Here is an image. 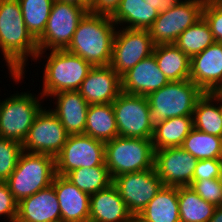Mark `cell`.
Segmentation results:
<instances>
[{
    "instance_id": "cell-1",
    "label": "cell",
    "mask_w": 222,
    "mask_h": 222,
    "mask_svg": "<svg viewBox=\"0 0 222 222\" xmlns=\"http://www.w3.org/2000/svg\"><path fill=\"white\" fill-rule=\"evenodd\" d=\"M0 49L9 78L21 83L26 78L28 58L34 62L39 50L24 23L18 0H0Z\"/></svg>"
},
{
    "instance_id": "cell-2",
    "label": "cell",
    "mask_w": 222,
    "mask_h": 222,
    "mask_svg": "<svg viewBox=\"0 0 222 222\" xmlns=\"http://www.w3.org/2000/svg\"><path fill=\"white\" fill-rule=\"evenodd\" d=\"M117 28L111 16L88 12L77 25L66 50L92 66L110 65Z\"/></svg>"
},
{
    "instance_id": "cell-3",
    "label": "cell",
    "mask_w": 222,
    "mask_h": 222,
    "mask_svg": "<svg viewBox=\"0 0 222 222\" xmlns=\"http://www.w3.org/2000/svg\"><path fill=\"white\" fill-rule=\"evenodd\" d=\"M38 52L34 62L46 59L43 65L42 91L40 94L48 99L51 95L63 91H78L83 80L93 67L89 62L72 54L66 49ZM45 54V55H44Z\"/></svg>"
},
{
    "instance_id": "cell-4",
    "label": "cell",
    "mask_w": 222,
    "mask_h": 222,
    "mask_svg": "<svg viewBox=\"0 0 222 222\" xmlns=\"http://www.w3.org/2000/svg\"><path fill=\"white\" fill-rule=\"evenodd\" d=\"M204 92L190 79L169 82L147 96L149 121L154 129L164 120L180 116H193L198 99Z\"/></svg>"
},
{
    "instance_id": "cell-5",
    "label": "cell",
    "mask_w": 222,
    "mask_h": 222,
    "mask_svg": "<svg viewBox=\"0 0 222 222\" xmlns=\"http://www.w3.org/2000/svg\"><path fill=\"white\" fill-rule=\"evenodd\" d=\"M56 176L55 158L23 151L15 170L5 181L19 203L24 198L50 186Z\"/></svg>"
},
{
    "instance_id": "cell-6",
    "label": "cell",
    "mask_w": 222,
    "mask_h": 222,
    "mask_svg": "<svg viewBox=\"0 0 222 222\" xmlns=\"http://www.w3.org/2000/svg\"><path fill=\"white\" fill-rule=\"evenodd\" d=\"M151 139L117 136L105 143V165L112 179L118 175L154 168Z\"/></svg>"
},
{
    "instance_id": "cell-7",
    "label": "cell",
    "mask_w": 222,
    "mask_h": 222,
    "mask_svg": "<svg viewBox=\"0 0 222 222\" xmlns=\"http://www.w3.org/2000/svg\"><path fill=\"white\" fill-rule=\"evenodd\" d=\"M44 99L40 93L36 95L30 91L14 92L11 96L0 99V138L22 144L35 117L44 107Z\"/></svg>"
},
{
    "instance_id": "cell-8",
    "label": "cell",
    "mask_w": 222,
    "mask_h": 222,
    "mask_svg": "<svg viewBox=\"0 0 222 222\" xmlns=\"http://www.w3.org/2000/svg\"><path fill=\"white\" fill-rule=\"evenodd\" d=\"M87 13L83 7L55 0L45 31L37 40L39 52L66 49L72 41L77 25Z\"/></svg>"
},
{
    "instance_id": "cell-9",
    "label": "cell",
    "mask_w": 222,
    "mask_h": 222,
    "mask_svg": "<svg viewBox=\"0 0 222 222\" xmlns=\"http://www.w3.org/2000/svg\"><path fill=\"white\" fill-rule=\"evenodd\" d=\"M205 1H178L166 12L160 13L148 29L153 43L175 44L179 35L202 17Z\"/></svg>"
},
{
    "instance_id": "cell-10",
    "label": "cell",
    "mask_w": 222,
    "mask_h": 222,
    "mask_svg": "<svg viewBox=\"0 0 222 222\" xmlns=\"http://www.w3.org/2000/svg\"><path fill=\"white\" fill-rule=\"evenodd\" d=\"M118 136L151 139L153 128L149 121L146 96L121 92L112 102Z\"/></svg>"
},
{
    "instance_id": "cell-11",
    "label": "cell",
    "mask_w": 222,
    "mask_h": 222,
    "mask_svg": "<svg viewBox=\"0 0 222 222\" xmlns=\"http://www.w3.org/2000/svg\"><path fill=\"white\" fill-rule=\"evenodd\" d=\"M55 164L56 174L62 176L78 168L105 165V143L85 134L68 135Z\"/></svg>"
},
{
    "instance_id": "cell-12",
    "label": "cell",
    "mask_w": 222,
    "mask_h": 222,
    "mask_svg": "<svg viewBox=\"0 0 222 222\" xmlns=\"http://www.w3.org/2000/svg\"><path fill=\"white\" fill-rule=\"evenodd\" d=\"M45 107L35 117L22 148L28 153L46 154L55 158L66 143L68 134L50 107Z\"/></svg>"
},
{
    "instance_id": "cell-13",
    "label": "cell",
    "mask_w": 222,
    "mask_h": 222,
    "mask_svg": "<svg viewBox=\"0 0 222 222\" xmlns=\"http://www.w3.org/2000/svg\"><path fill=\"white\" fill-rule=\"evenodd\" d=\"M154 46L149 30L118 27L110 66L121 77L141 60L153 54Z\"/></svg>"
},
{
    "instance_id": "cell-14",
    "label": "cell",
    "mask_w": 222,
    "mask_h": 222,
    "mask_svg": "<svg viewBox=\"0 0 222 222\" xmlns=\"http://www.w3.org/2000/svg\"><path fill=\"white\" fill-rule=\"evenodd\" d=\"M112 184L117 188L133 216L139 215L164 186L155 167L145 171L118 175L113 178Z\"/></svg>"
},
{
    "instance_id": "cell-15",
    "label": "cell",
    "mask_w": 222,
    "mask_h": 222,
    "mask_svg": "<svg viewBox=\"0 0 222 222\" xmlns=\"http://www.w3.org/2000/svg\"><path fill=\"white\" fill-rule=\"evenodd\" d=\"M197 159L181 147L155 151L154 167L164 186H189Z\"/></svg>"
},
{
    "instance_id": "cell-16",
    "label": "cell",
    "mask_w": 222,
    "mask_h": 222,
    "mask_svg": "<svg viewBox=\"0 0 222 222\" xmlns=\"http://www.w3.org/2000/svg\"><path fill=\"white\" fill-rule=\"evenodd\" d=\"M178 1L121 0L111 18L118 27L148 30L160 13L166 12Z\"/></svg>"
},
{
    "instance_id": "cell-17",
    "label": "cell",
    "mask_w": 222,
    "mask_h": 222,
    "mask_svg": "<svg viewBox=\"0 0 222 222\" xmlns=\"http://www.w3.org/2000/svg\"><path fill=\"white\" fill-rule=\"evenodd\" d=\"M190 80L204 93L222 90V43L214 42L191 57Z\"/></svg>"
},
{
    "instance_id": "cell-18",
    "label": "cell",
    "mask_w": 222,
    "mask_h": 222,
    "mask_svg": "<svg viewBox=\"0 0 222 222\" xmlns=\"http://www.w3.org/2000/svg\"><path fill=\"white\" fill-rule=\"evenodd\" d=\"M89 105L112 103L122 92L121 77L107 66H93L78 89Z\"/></svg>"
},
{
    "instance_id": "cell-19",
    "label": "cell",
    "mask_w": 222,
    "mask_h": 222,
    "mask_svg": "<svg viewBox=\"0 0 222 222\" xmlns=\"http://www.w3.org/2000/svg\"><path fill=\"white\" fill-rule=\"evenodd\" d=\"M169 82L159 69L154 54H151L121 76V90L127 94L147 97Z\"/></svg>"
},
{
    "instance_id": "cell-20",
    "label": "cell",
    "mask_w": 222,
    "mask_h": 222,
    "mask_svg": "<svg viewBox=\"0 0 222 222\" xmlns=\"http://www.w3.org/2000/svg\"><path fill=\"white\" fill-rule=\"evenodd\" d=\"M52 185L60 205L61 222H89L90 195L59 174Z\"/></svg>"
},
{
    "instance_id": "cell-21",
    "label": "cell",
    "mask_w": 222,
    "mask_h": 222,
    "mask_svg": "<svg viewBox=\"0 0 222 222\" xmlns=\"http://www.w3.org/2000/svg\"><path fill=\"white\" fill-rule=\"evenodd\" d=\"M16 222H61V210L51 184L18 203Z\"/></svg>"
},
{
    "instance_id": "cell-22",
    "label": "cell",
    "mask_w": 222,
    "mask_h": 222,
    "mask_svg": "<svg viewBox=\"0 0 222 222\" xmlns=\"http://www.w3.org/2000/svg\"><path fill=\"white\" fill-rule=\"evenodd\" d=\"M53 109L68 135L84 134L89 104L78 91H63L50 96Z\"/></svg>"
},
{
    "instance_id": "cell-23",
    "label": "cell",
    "mask_w": 222,
    "mask_h": 222,
    "mask_svg": "<svg viewBox=\"0 0 222 222\" xmlns=\"http://www.w3.org/2000/svg\"><path fill=\"white\" fill-rule=\"evenodd\" d=\"M132 217L113 184L90 195L89 222H132Z\"/></svg>"
},
{
    "instance_id": "cell-24",
    "label": "cell",
    "mask_w": 222,
    "mask_h": 222,
    "mask_svg": "<svg viewBox=\"0 0 222 222\" xmlns=\"http://www.w3.org/2000/svg\"><path fill=\"white\" fill-rule=\"evenodd\" d=\"M193 128L222 137L220 92H206L198 99L193 111Z\"/></svg>"
},
{
    "instance_id": "cell-25",
    "label": "cell",
    "mask_w": 222,
    "mask_h": 222,
    "mask_svg": "<svg viewBox=\"0 0 222 222\" xmlns=\"http://www.w3.org/2000/svg\"><path fill=\"white\" fill-rule=\"evenodd\" d=\"M153 54L159 69L170 82L190 79L191 58L175 44L155 45Z\"/></svg>"
},
{
    "instance_id": "cell-26",
    "label": "cell",
    "mask_w": 222,
    "mask_h": 222,
    "mask_svg": "<svg viewBox=\"0 0 222 222\" xmlns=\"http://www.w3.org/2000/svg\"><path fill=\"white\" fill-rule=\"evenodd\" d=\"M139 216L148 222H180L178 187L163 186Z\"/></svg>"
},
{
    "instance_id": "cell-27",
    "label": "cell",
    "mask_w": 222,
    "mask_h": 222,
    "mask_svg": "<svg viewBox=\"0 0 222 222\" xmlns=\"http://www.w3.org/2000/svg\"><path fill=\"white\" fill-rule=\"evenodd\" d=\"M84 134L104 143L118 136L112 103L88 106Z\"/></svg>"
},
{
    "instance_id": "cell-28",
    "label": "cell",
    "mask_w": 222,
    "mask_h": 222,
    "mask_svg": "<svg viewBox=\"0 0 222 222\" xmlns=\"http://www.w3.org/2000/svg\"><path fill=\"white\" fill-rule=\"evenodd\" d=\"M192 129L193 116H180L164 120L153 129L151 141L154 150L181 147Z\"/></svg>"
},
{
    "instance_id": "cell-29",
    "label": "cell",
    "mask_w": 222,
    "mask_h": 222,
    "mask_svg": "<svg viewBox=\"0 0 222 222\" xmlns=\"http://www.w3.org/2000/svg\"><path fill=\"white\" fill-rule=\"evenodd\" d=\"M178 202L180 222H209L216 208L189 186L178 187Z\"/></svg>"
},
{
    "instance_id": "cell-30",
    "label": "cell",
    "mask_w": 222,
    "mask_h": 222,
    "mask_svg": "<svg viewBox=\"0 0 222 222\" xmlns=\"http://www.w3.org/2000/svg\"><path fill=\"white\" fill-rule=\"evenodd\" d=\"M65 177L89 195L106 189L113 182L106 165L78 168L68 172Z\"/></svg>"
},
{
    "instance_id": "cell-31",
    "label": "cell",
    "mask_w": 222,
    "mask_h": 222,
    "mask_svg": "<svg viewBox=\"0 0 222 222\" xmlns=\"http://www.w3.org/2000/svg\"><path fill=\"white\" fill-rule=\"evenodd\" d=\"M215 42L209 24L202 16L182 32L175 45L190 58Z\"/></svg>"
},
{
    "instance_id": "cell-32",
    "label": "cell",
    "mask_w": 222,
    "mask_h": 222,
    "mask_svg": "<svg viewBox=\"0 0 222 222\" xmlns=\"http://www.w3.org/2000/svg\"><path fill=\"white\" fill-rule=\"evenodd\" d=\"M181 148L197 160L221 159L222 137L207 134L193 128L184 139Z\"/></svg>"
},
{
    "instance_id": "cell-33",
    "label": "cell",
    "mask_w": 222,
    "mask_h": 222,
    "mask_svg": "<svg viewBox=\"0 0 222 222\" xmlns=\"http://www.w3.org/2000/svg\"><path fill=\"white\" fill-rule=\"evenodd\" d=\"M28 32L37 41L45 31L55 0H18Z\"/></svg>"
},
{
    "instance_id": "cell-34",
    "label": "cell",
    "mask_w": 222,
    "mask_h": 222,
    "mask_svg": "<svg viewBox=\"0 0 222 222\" xmlns=\"http://www.w3.org/2000/svg\"><path fill=\"white\" fill-rule=\"evenodd\" d=\"M22 152L20 142L0 138V182H5L15 170Z\"/></svg>"
},
{
    "instance_id": "cell-35",
    "label": "cell",
    "mask_w": 222,
    "mask_h": 222,
    "mask_svg": "<svg viewBox=\"0 0 222 222\" xmlns=\"http://www.w3.org/2000/svg\"><path fill=\"white\" fill-rule=\"evenodd\" d=\"M189 187L205 201L222 206V186L219 178L193 180Z\"/></svg>"
},
{
    "instance_id": "cell-36",
    "label": "cell",
    "mask_w": 222,
    "mask_h": 222,
    "mask_svg": "<svg viewBox=\"0 0 222 222\" xmlns=\"http://www.w3.org/2000/svg\"><path fill=\"white\" fill-rule=\"evenodd\" d=\"M202 16L209 24L215 42L222 43V0H206Z\"/></svg>"
},
{
    "instance_id": "cell-37",
    "label": "cell",
    "mask_w": 222,
    "mask_h": 222,
    "mask_svg": "<svg viewBox=\"0 0 222 222\" xmlns=\"http://www.w3.org/2000/svg\"><path fill=\"white\" fill-rule=\"evenodd\" d=\"M18 213V202L10 192L6 182H0V217L7 222H16ZM4 215V216H3Z\"/></svg>"
},
{
    "instance_id": "cell-38",
    "label": "cell",
    "mask_w": 222,
    "mask_h": 222,
    "mask_svg": "<svg viewBox=\"0 0 222 222\" xmlns=\"http://www.w3.org/2000/svg\"><path fill=\"white\" fill-rule=\"evenodd\" d=\"M221 174V159H202L196 163L193 180L220 178Z\"/></svg>"
},
{
    "instance_id": "cell-39",
    "label": "cell",
    "mask_w": 222,
    "mask_h": 222,
    "mask_svg": "<svg viewBox=\"0 0 222 222\" xmlns=\"http://www.w3.org/2000/svg\"><path fill=\"white\" fill-rule=\"evenodd\" d=\"M120 2L121 0H91L89 12L112 16L118 9Z\"/></svg>"
},
{
    "instance_id": "cell-40",
    "label": "cell",
    "mask_w": 222,
    "mask_h": 222,
    "mask_svg": "<svg viewBox=\"0 0 222 222\" xmlns=\"http://www.w3.org/2000/svg\"><path fill=\"white\" fill-rule=\"evenodd\" d=\"M56 1L64 2V3H68V4H73L78 7H83L88 12L90 9V0H56Z\"/></svg>"
},
{
    "instance_id": "cell-41",
    "label": "cell",
    "mask_w": 222,
    "mask_h": 222,
    "mask_svg": "<svg viewBox=\"0 0 222 222\" xmlns=\"http://www.w3.org/2000/svg\"><path fill=\"white\" fill-rule=\"evenodd\" d=\"M209 222H222V206H216L213 216Z\"/></svg>"
},
{
    "instance_id": "cell-42",
    "label": "cell",
    "mask_w": 222,
    "mask_h": 222,
    "mask_svg": "<svg viewBox=\"0 0 222 222\" xmlns=\"http://www.w3.org/2000/svg\"><path fill=\"white\" fill-rule=\"evenodd\" d=\"M132 222H148V221L142 219L139 215H134L132 217Z\"/></svg>"
},
{
    "instance_id": "cell-43",
    "label": "cell",
    "mask_w": 222,
    "mask_h": 222,
    "mask_svg": "<svg viewBox=\"0 0 222 222\" xmlns=\"http://www.w3.org/2000/svg\"><path fill=\"white\" fill-rule=\"evenodd\" d=\"M220 110H221V116H222V94L220 93Z\"/></svg>"
},
{
    "instance_id": "cell-44",
    "label": "cell",
    "mask_w": 222,
    "mask_h": 222,
    "mask_svg": "<svg viewBox=\"0 0 222 222\" xmlns=\"http://www.w3.org/2000/svg\"><path fill=\"white\" fill-rule=\"evenodd\" d=\"M220 179V182H221V186H222V176L219 178Z\"/></svg>"
}]
</instances>
